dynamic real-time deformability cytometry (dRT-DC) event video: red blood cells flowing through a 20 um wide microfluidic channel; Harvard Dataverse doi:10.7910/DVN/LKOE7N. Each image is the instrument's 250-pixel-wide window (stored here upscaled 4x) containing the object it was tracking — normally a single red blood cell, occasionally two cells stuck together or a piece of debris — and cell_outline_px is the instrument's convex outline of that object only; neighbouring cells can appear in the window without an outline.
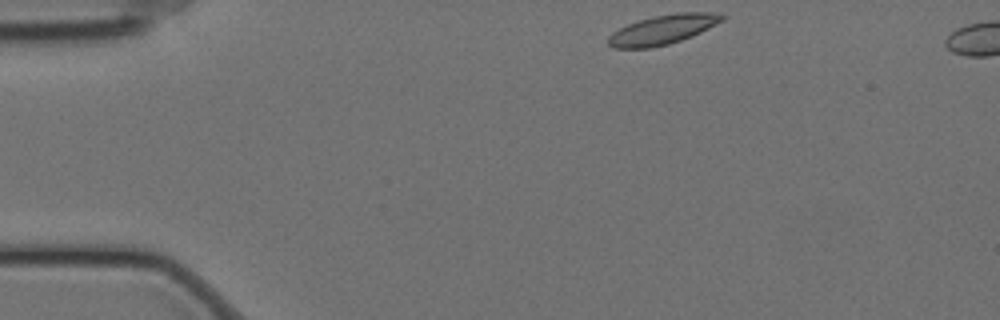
{"species": "Egyptian fruit bat (a non-hibernating species)", "species_latin": "Rousettus aegyptiacus", "temperature_condition": "cold", "stored_images_in_passage": 48, "camera_frame_rate_fps": 3000, "um_per_image_px": 0.085, "animal": {"sex": "female"}, "frame": {"image": 1, "passage_image": 1, "time_ms": 0.0, "image_size_px": [1000, 320], "cell_outline_px": [[724, 20], [692, 36], [668, 44], [652, 48], [612, 48], [608, 44], [608, 36], [612, 32], [628, 24], [640, 20], [656, 16], [676, 12], [708, 12], [724, 16]], "centroid_in_image_um": [56.3, 2.53], "position_along_channel_um": 28.7, "area_um2": 19.31}}
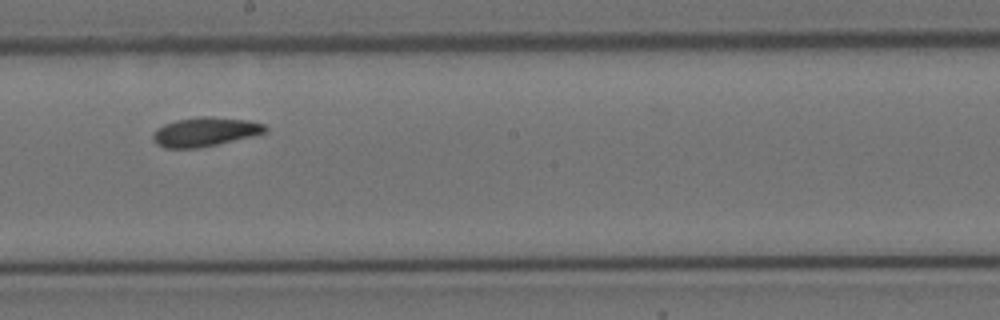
{"frame": {"image": 2, "passage_image": 24, "time_ms": 7.667, "image_size_px": [1000, 320], "cell_outline_px": [[268, 132], [252, 136], [216, 144], [196, 148], [164, 148], [156, 144], [152, 140], [152, 136], [156, 128], [164, 124], [176, 120], [200, 116], [208, 116], [248, 120], [264, 124], [268, 128]], "centroid_in_image_um": [17.41, 11.2], "position_along_channel_um": 230.8, "area_um2": 19.07}}
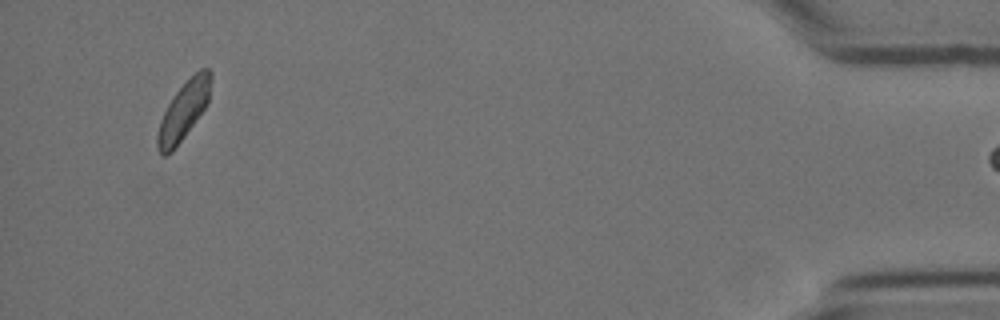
{"frame": {"image": 3, "passage_image": 47, "time_ms": 15.333, "image_size_px": [1000, 320], "cell_outline_px": [[212, 76], [208, 100], [204, 108], [184, 136], [172, 152], [164, 156], [160, 156], [156, 148], [156, 136], [160, 120], [168, 104], [176, 92], [200, 68], [208, 68], [212, 72]], "centroid_in_image_um": [15.57, 9.45], "position_along_channel_um": 419.6, "area_um2": 17.8}}